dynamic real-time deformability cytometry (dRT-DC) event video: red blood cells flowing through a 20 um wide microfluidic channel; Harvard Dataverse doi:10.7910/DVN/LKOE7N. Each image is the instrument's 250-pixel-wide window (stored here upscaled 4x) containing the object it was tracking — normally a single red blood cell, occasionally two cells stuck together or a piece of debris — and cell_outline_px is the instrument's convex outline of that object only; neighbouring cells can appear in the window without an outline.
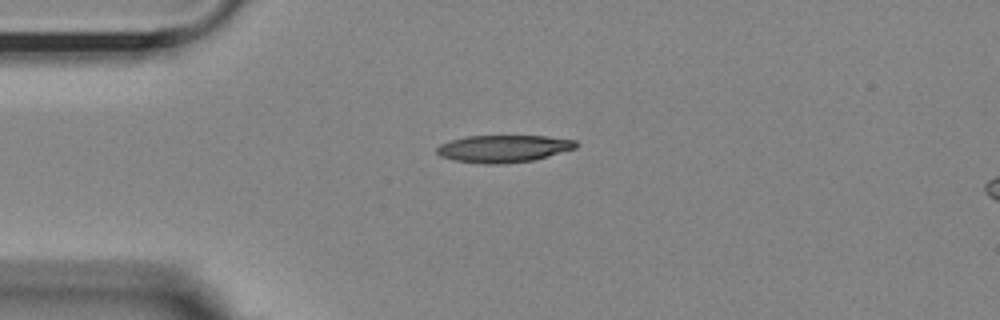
{"species": "Egyptian fruit bat (a non-hibernating species)", "species_latin": "Rousettus aegyptiacus", "temperature_condition": "room temperature", "stored_images_in_passage": 43, "camera_frame_rate_fps": 3000, "um_per_image_px": 0.085, "animal": {"sex": "female"}, "frame": {"image": 1, "passage_image": 1, "time_ms": 0.0, "image_size_px": [1000, 320], "cell_outline_px": [[580, 144], [576, 148], [548, 156], [532, 160], [504, 164], [484, 164], [452, 160], [440, 156], [436, 152], [436, 148], [440, 144], [452, 140], [468, 136], [548, 136], [576, 140]], "centroid_in_image_um": [42.81, 12.63], "position_along_channel_um": 42.2, "area_um2": 22.2}}
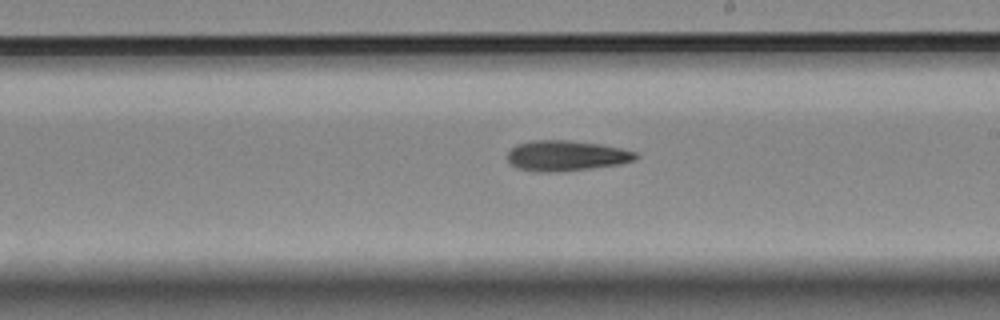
{"frame": {"image": 2, "passage_image": 19, "time_ms": 6.0, "image_size_px": [1000, 320], "cell_outline_px": [[640, 156], [636, 160], [620, 164], [556, 172], [536, 172], [516, 168], [508, 160], [508, 152], [516, 144], [532, 140], [568, 140], [600, 144], [620, 148], [636, 152]], "centroid_in_image_um": [48.13, 13.23], "position_along_channel_um": 240.9, "area_um2": 22.77}}
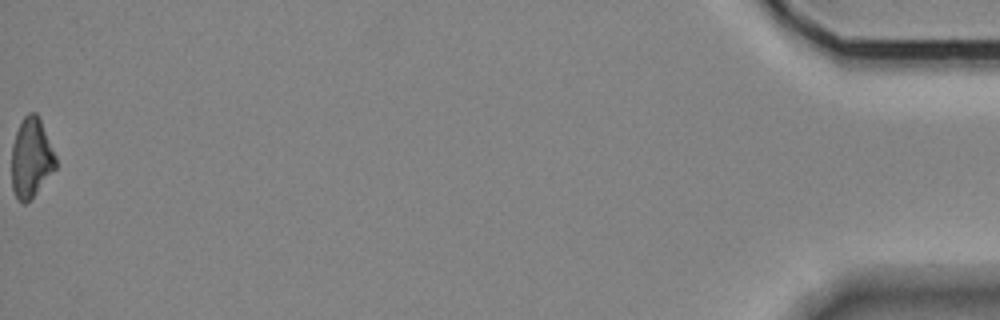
{"frame": {"image": 3, "passage_image": 43, "time_ms": 14.0, "image_size_px": [1000, 320], "cell_outline_px": [[56, 168], [36, 192], [24, 204], [16, 196], [12, 188], [12, 144], [16, 132], [24, 116], [28, 112], [36, 112], [40, 120], [56, 156]], "centroid_in_image_um": [2.64, 13.4], "position_along_channel_um": 432.6, "area_um2": 20.06}}